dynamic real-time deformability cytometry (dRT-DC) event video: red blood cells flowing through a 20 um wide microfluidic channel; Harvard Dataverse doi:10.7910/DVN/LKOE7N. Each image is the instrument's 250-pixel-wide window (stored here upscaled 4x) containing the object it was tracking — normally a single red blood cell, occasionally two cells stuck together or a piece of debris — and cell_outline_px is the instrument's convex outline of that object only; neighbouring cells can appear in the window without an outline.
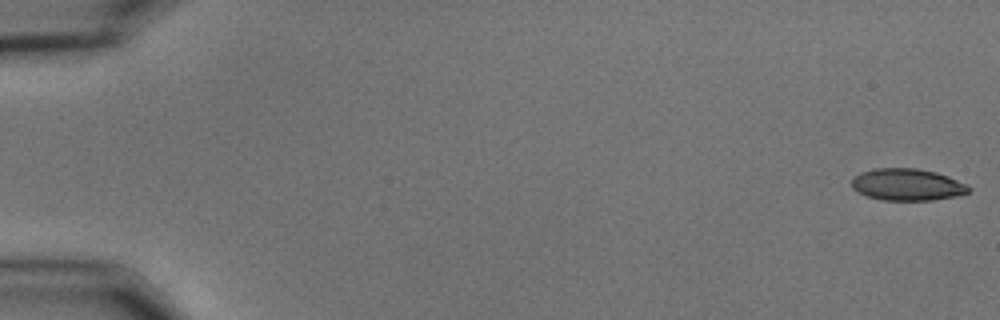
{"species": "common noctule bat (a hibernating species)", "species_latin": "Nyctalus noctula", "temperature_condition": "cold", "stored_images_in_passage": 5, "camera_frame_rate_fps": 3000, "um_per_image_px": 0.085, "animal": {"sex": "male", "body_mass_g": 15.6}, "frame": {"image": 1, "passage_image": 1, "time_ms": 0.0, "image_size_px": [1000, 320], "cell_outline_px": [[972, 188], [968, 192], [952, 196], [932, 200], [884, 200], [868, 196], [852, 188], [852, 176], [860, 172], [876, 168], [916, 168], [936, 172], [948, 176], [968, 184]], "centroid_in_image_um": [77.11, 15.67], "position_along_channel_um": 7.9, "area_um2": 21.68}}